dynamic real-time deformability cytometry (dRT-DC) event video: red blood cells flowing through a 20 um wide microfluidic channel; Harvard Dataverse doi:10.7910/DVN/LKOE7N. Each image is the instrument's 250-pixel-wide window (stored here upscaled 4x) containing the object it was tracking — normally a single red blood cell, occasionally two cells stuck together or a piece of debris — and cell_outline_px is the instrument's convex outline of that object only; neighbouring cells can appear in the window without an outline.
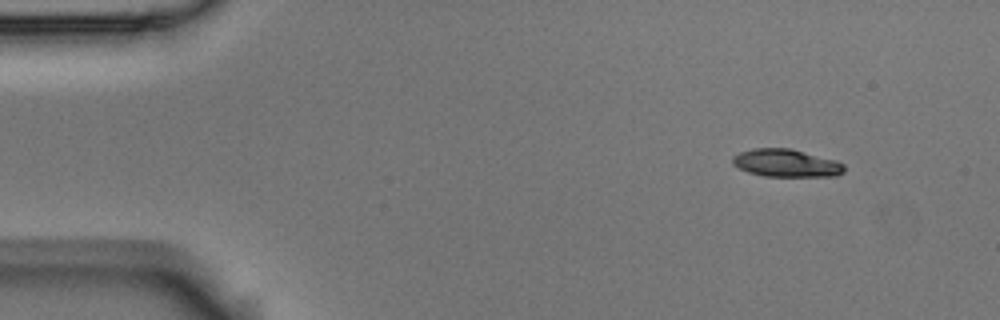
{"species": "Egyptian fruit bat (a non-hibernating species)", "species_latin": "Rousettus aegyptiacus", "temperature_condition": "room temperature", "stored_images_in_passage": 4, "camera_frame_rate_fps": 3000, "um_per_image_px": 0.085, "animal": {"sex": "male"}, "frame": {"image": 1, "passage_image": 1, "time_ms": 0.0, "image_size_px": [1000, 320], "cell_outline_px": [[844, 172], [836, 176], [764, 176], [748, 172], [732, 164], [732, 156], [740, 152], [752, 148], [792, 148], [836, 160], [844, 164]], "centroid_in_image_um": [66.83, 13.85], "position_along_channel_um": 18.2, "area_um2": 18.15}}
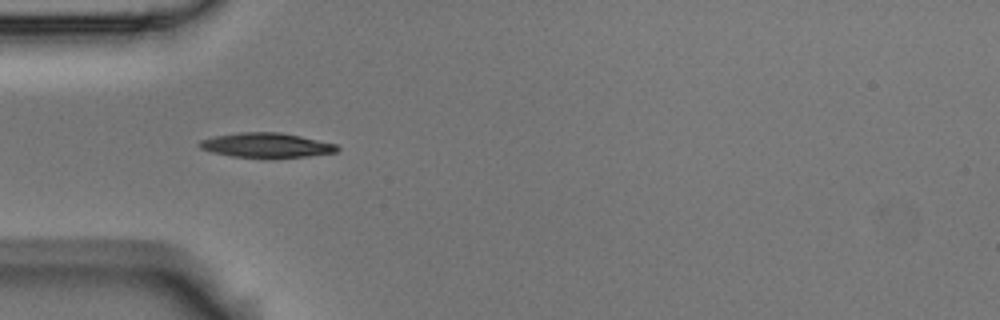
{"frame": {"image": 2, "passage_image": 4, "time_ms": 1.0, "image_size_px": [1000, 320], "cell_outline_px": [[340, 148], [336, 152], [308, 156], [232, 156], [212, 152], [200, 148], [196, 144], [200, 140], [216, 136], [240, 132], [280, 132], [300, 136], [336, 144]], "centroid_in_image_um": [22.62, 12.32], "position_along_channel_um": 62.4, "area_um2": 19.19}}